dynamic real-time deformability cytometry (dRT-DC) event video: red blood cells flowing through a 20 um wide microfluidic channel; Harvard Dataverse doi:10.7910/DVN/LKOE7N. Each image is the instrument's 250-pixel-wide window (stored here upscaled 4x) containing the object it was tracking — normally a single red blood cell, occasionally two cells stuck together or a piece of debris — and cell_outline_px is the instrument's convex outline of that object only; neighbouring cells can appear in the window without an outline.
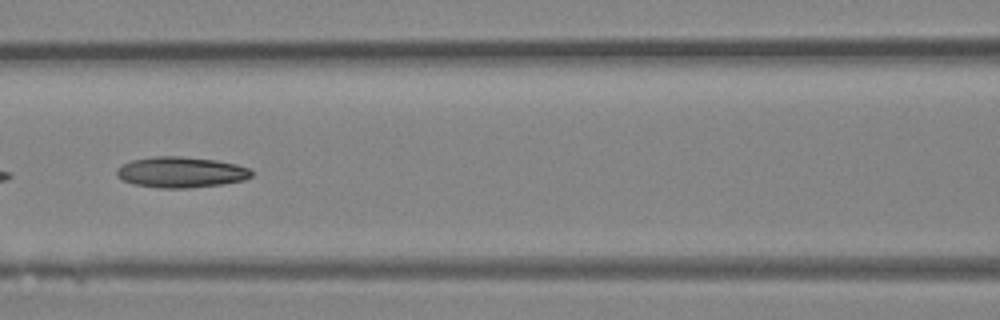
{"species": "Egyptian fruit bat (a non-hibernating species)", "species_latin": "Rousettus aegyptiacus", "temperature_condition": "room temperature", "stored_images_in_passage": 5, "camera_frame_rate_fps": 3000, "um_per_image_px": 0.085, "animal": {"sex": "female"}, "frame": {"image": 1, "passage_image": 4, "time_ms": 1.0, "image_size_px": [1000, 320], "cell_outline_px": [[252, 176], [244, 180], [220, 184], [188, 188], [160, 188], [132, 184], [120, 180], [116, 176], [116, 168], [132, 160], [156, 156], [180, 156], [216, 160], [236, 164], [248, 168], [252, 172]], "centroid_in_image_um": [15.34, 14.64], "position_along_channel_um": 151.3, "area_um2": 24.22}}
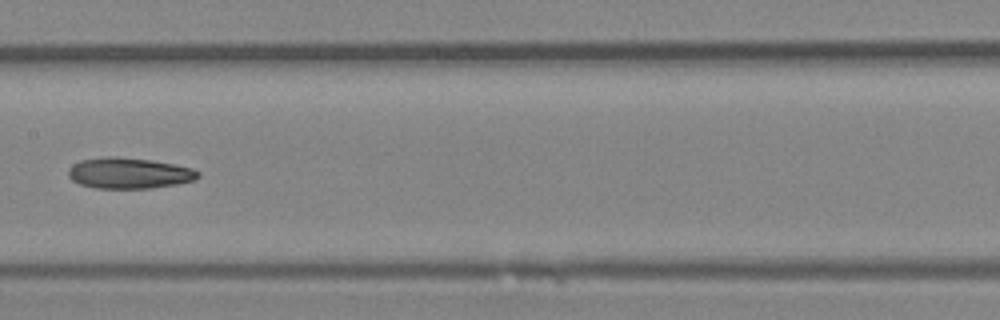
{"frame": {"image": 2, "passage_image": 5, "time_ms": 1.333, "image_size_px": [1000, 320], "cell_outline_px": [[200, 176], [196, 180], [176, 184], [152, 188], [96, 188], [80, 184], [72, 180], [68, 176], [68, 168], [72, 164], [80, 160], [104, 156], [116, 156], [152, 160], [192, 168], [200, 172]], "centroid_in_image_um": [10.95, 14.71], "position_along_channel_um": 196.4, "area_um2": 23.52}}